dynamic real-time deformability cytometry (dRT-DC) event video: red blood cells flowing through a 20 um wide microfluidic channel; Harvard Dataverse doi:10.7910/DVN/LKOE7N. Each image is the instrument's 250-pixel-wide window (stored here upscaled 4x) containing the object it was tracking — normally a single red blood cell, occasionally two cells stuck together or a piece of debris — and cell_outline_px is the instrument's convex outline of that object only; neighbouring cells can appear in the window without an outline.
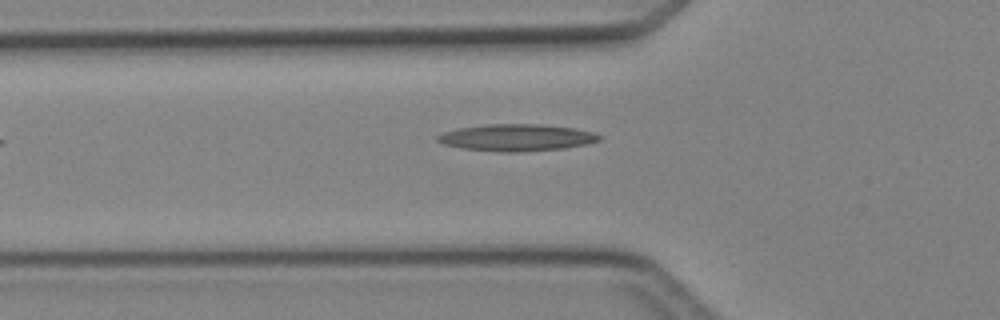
{"species": "Egyptian fruit bat (a non-hibernating species)", "species_latin": "Rousettus aegyptiacus", "temperature_condition": "cold", "stored_images_in_passage": 3, "camera_frame_rate_fps": 3000, "um_per_image_px": 0.085, "animal": {"sex": "female"}, "frame": {"image": 1, "passage_image": 3, "time_ms": 2.333, "image_size_px": [1000, 320], "cell_outline_px": [[604, 136], [600, 140], [588, 144], [564, 148], [520, 152], [500, 152], [460, 148], [444, 144], [436, 140], [436, 136], [444, 132], [460, 128], [484, 124], [544, 124], [576, 128], [596, 132]], "centroid_in_image_um": [43.97, 11.69], "position_along_channel_um": 81.8, "area_um2": 25.66}}